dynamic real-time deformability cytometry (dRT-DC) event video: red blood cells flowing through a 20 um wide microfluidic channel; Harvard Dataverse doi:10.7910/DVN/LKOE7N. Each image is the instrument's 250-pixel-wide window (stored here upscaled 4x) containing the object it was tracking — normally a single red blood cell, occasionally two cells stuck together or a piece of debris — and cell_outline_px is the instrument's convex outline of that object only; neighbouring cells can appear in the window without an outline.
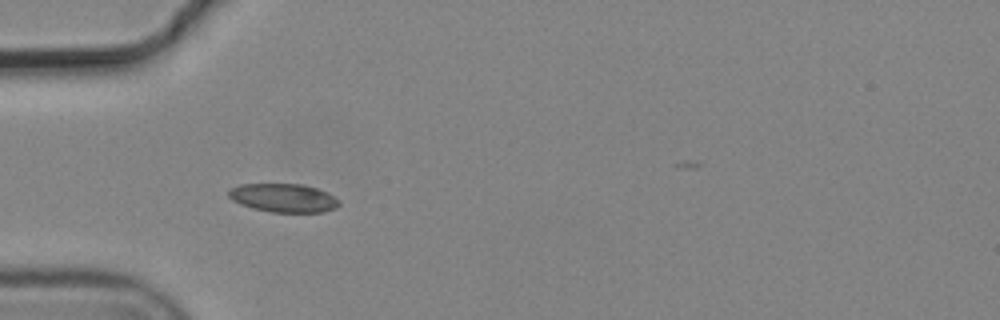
{"species": "common noctule bat (a hibernating species)", "species_latin": "Nyctalus noctula", "temperature_condition": "cold", "stored_images_in_passage": 8, "camera_frame_rate_fps": 3000, "um_per_image_px": 0.085, "animal": {"sex": "male", "body_mass_g": 19.2, "forearm_length_mm": 51.8}, "frame": {"image": 1, "passage_image": 4, "time_ms": 1.0, "image_size_px": [1000, 320], "cell_outline_px": [[340, 204], [336, 208], [324, 212], [272, 212], [252, 208], [240, 204], [232, 200], [228, 196], [228, 188], [240, 184], [300, 184], [316, 188], [328, 192], [340, 200]], "centroid_in_image_um": [24.09, 16.82], "position_along_channel_um": 60.9, "area_um2": 18.55}}
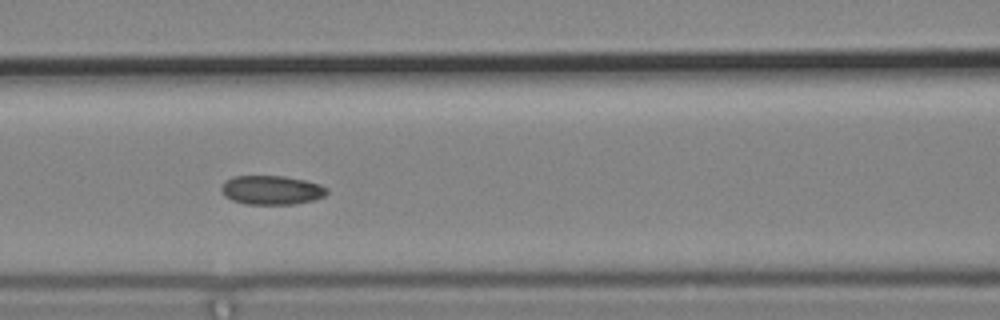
{"frame": {"image": 2, "passage_image": 6, "time_ms": 1.667, "image_size_px": [1000, 320], "cell_outline_px": [[328, 192], [324, 196], [312, 200], [292, 204], [244, 204], [232, 200], [224, 196], [220, 188], [224, 180], [232, 176], [284, 176], [304, 180], [320, 184], [328, 188]], "centroid_in_image_um": [23.05, 16.15], "position_along_channel_um": 143.6, "area_um2": 17.98}}
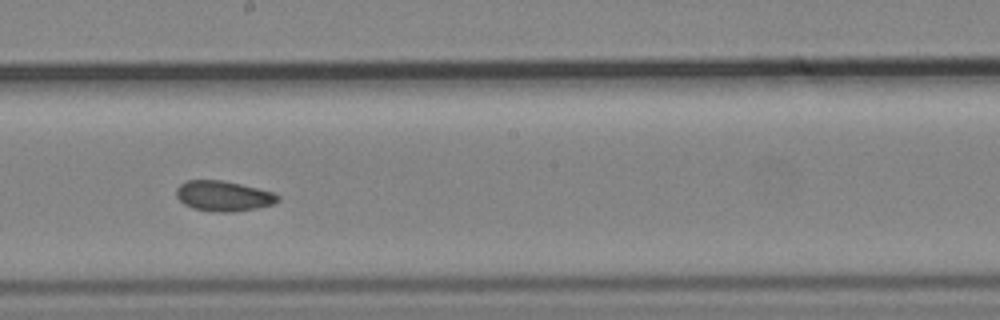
{"frame": {"image": 3, "passage_image": 8, "time_ms": 2.333, "image_size_px": [1000, 320], "cell_outline_px": [[280, 200], [272, 204], [256, 208], [232, 212], [212, 212], [192, 208], [184, 204], [176, 196], [176, 188], [180, 184], [188, 180], [220, 180], [240, 184], [272, 192], [280, 196]], "centroid_in_image_um": [18.96, 16.67], "position_along_channel_um": 229.2, "area_um2": 17.86}}